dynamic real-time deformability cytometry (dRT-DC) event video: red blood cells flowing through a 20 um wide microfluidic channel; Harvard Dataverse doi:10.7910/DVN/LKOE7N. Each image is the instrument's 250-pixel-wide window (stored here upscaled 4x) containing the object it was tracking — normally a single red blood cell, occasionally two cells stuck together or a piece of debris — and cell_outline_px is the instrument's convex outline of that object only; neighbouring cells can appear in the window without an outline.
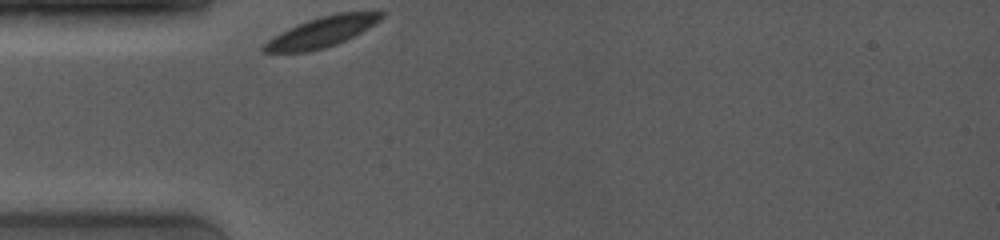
{"species": "common noctule bat (a hibernating species)", "species_latin": "Nyctalus noctula", "temperature_condition": "room temperature", "stored_images_in_passage": 23, "camera_frame_rate_fps": 4000, "um_per_image_px": 0.085, "animal": {"sex": "female", "body_mass_g": 19.0, "forearm_length_mm": 53.3}, "frame": {"image": 1, "passage_image": 1, "time_ms": 0.0, "image_size_px": [1000, 240], "cell_outline_px": [[384, 16], [380, 20], [368, 28], [336, 44], [324, 48], [308, 52], [260, 52], [260, 48], [268, 40], [280, 32], [308, 20], [320, 16], [336, 12], [384, 12]], "centroid_in_image_um": [27.31, 2.72], "position_along_channel_um": 57.7, "area_um2": 20.46}}
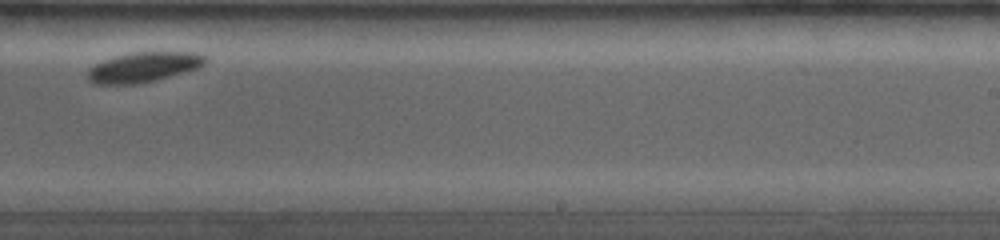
{"frame": {"image": 2, "passage_image": 15, "time_ms": 6.25, "image_size_px": [1000, 240], "cell_outline_px": [[208, 60], [204, 64], [196, 68], [184, 72], [156, 80], [136, 84], [92, 84], [88, 80], [88, 68], [104, 60], [116, 56], [132, 52], [196, 52], [204, 56]], "centroid_in_image_um": [12.18, 5.71], "position_along_channel_um": 276.8, "area_um2": 20.46}}
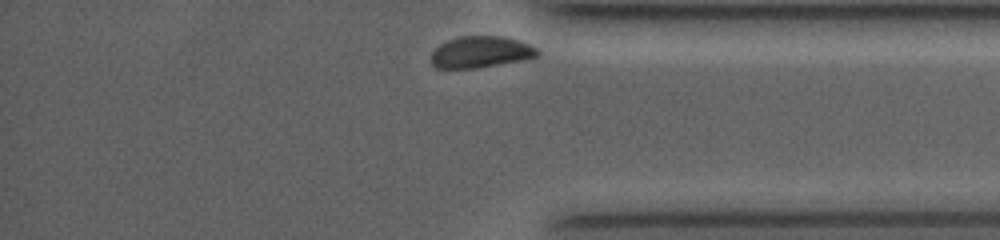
{"frame": {"image": 3, "passage_image": 23, "time_ms": 9.5, "image_size_px": [1000, 240], "cell_outline_px": [[540, 52], [536, 56], [524, 60], [472, 68], [436, 68], [432, 64], [432, 52], [440, 44], [448, 40], [460, 36], [500, 36], [520, 40], [536, 48]], "centroid_in_image_um": [40.87, 4.41], "position_along_channel_um": 394.3, "area_um2": 19.31}, "authors_computed_cell_mechanics": {"area_um2": 20.7502, "velocity_mm_per_s": 3.584, "shape_relaxation_time_tau1_ms": 0.7649, "shape_relaxation_time_tau2_ms": null, "deformation_change_tau1": 0.0437, "deformation_change_tau2": null}}